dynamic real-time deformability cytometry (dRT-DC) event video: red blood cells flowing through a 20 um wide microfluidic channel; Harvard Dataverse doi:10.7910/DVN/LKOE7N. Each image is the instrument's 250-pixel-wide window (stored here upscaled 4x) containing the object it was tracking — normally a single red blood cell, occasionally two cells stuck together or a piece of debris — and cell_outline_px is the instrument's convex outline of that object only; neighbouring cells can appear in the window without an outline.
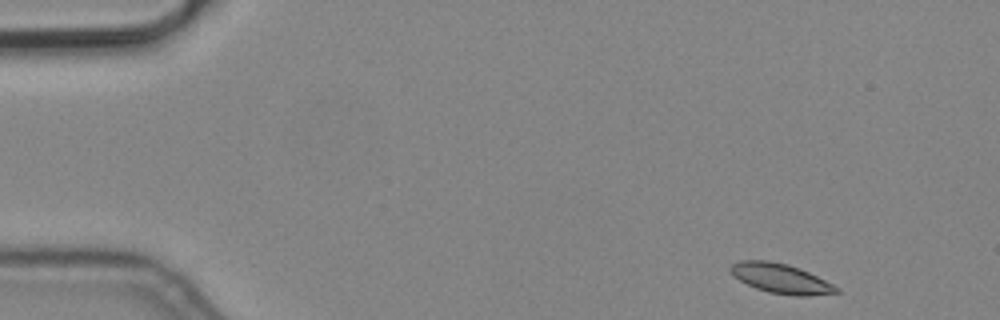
{"species": "common noctule bat (a hibernating species)", "species_latin": "Nyctalus noctula", "temperature_condition": "cold", "stored_images_in_passage": 4, "camera_frame_rate_fps": 3000, "um_per_image_px": 0.085, "animal": {"sex": "male", "body_mass_g": 19.2, "forearm_length_mm": 51.8}, "frame": {"image": 1, "passage_image": 1, "time_ms": 0.0, "image_size_px": [1000, 320], "cell_outline_px": [[840, 292], [808, 296], [796, 296], [768, 292], [756, 288], [732, 276], [728, 268], [732, 264], [740, 260], [768, 260], [788, 264], [800, 268], [840, 288]], "centroid_in_image_um": [66.34, 23.66], "position_along_channel_um": 18.7, "area_um2": 18.32}}
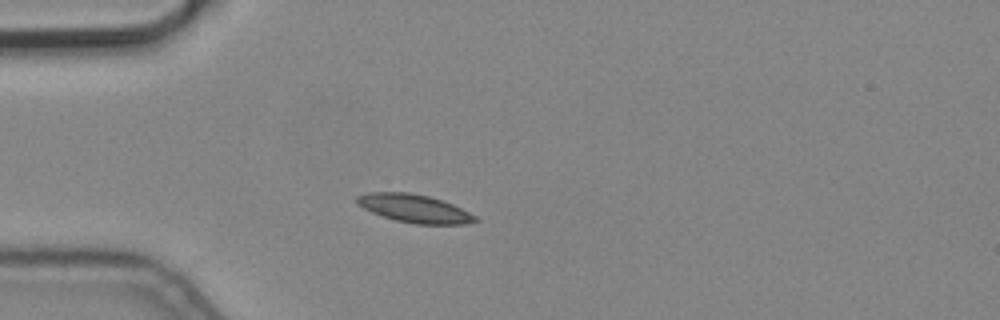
{"frame": {"image": 2, "passage_image": 4, "time_ms": 1.0, "image_size_px": [1000, 320], "cell_outline_px": [[480, 220], [464, 224], [416, 224], [396, 220], [372, 212], [356, 204], [356, 196], [368, 192], [408, 192], [428, 196], [452, 204], [476, 216]], "centroid_in_image_um": [35.2, 17.71], "position_along_channel_um": 49.8, "area_um2": 19.19}}